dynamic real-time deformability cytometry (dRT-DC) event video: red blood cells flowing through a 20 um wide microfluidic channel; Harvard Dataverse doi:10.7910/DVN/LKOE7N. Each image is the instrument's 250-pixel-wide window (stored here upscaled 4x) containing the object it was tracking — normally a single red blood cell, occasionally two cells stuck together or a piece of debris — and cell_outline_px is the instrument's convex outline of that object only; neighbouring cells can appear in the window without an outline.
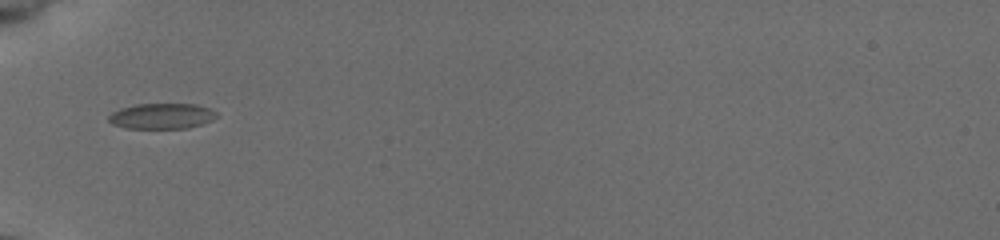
{"species": "common noctule bat (a hibernating species)", "species_latin": "Nyctalus noctula", "temperature_condition": "cold", "stored_images_in_passage": 35, "camera_frame_rate_fps": 3000, "um_per_image_px": 0.085, "animal": {"sex": "female", "body_mass_g": 19.5, "forearm_length_mm": 54.1}, "frame": {"image": 1, "passage_image": 1, "time_ms": 0.0, "image_size_px": [1000, 240], "cell_outline_px": [[216, 116], [212, 120], [188, 128], [124, 128], [112, 124], [108, 120], [108, 116], [112, 112], [120, 108], [136, 104], [196, 104], [212, 108], [216, 112]], "centroid_in_image_um": [13.73, 9.86], "position_along_channel_um": 71.3, "area_um2": 16.13}}
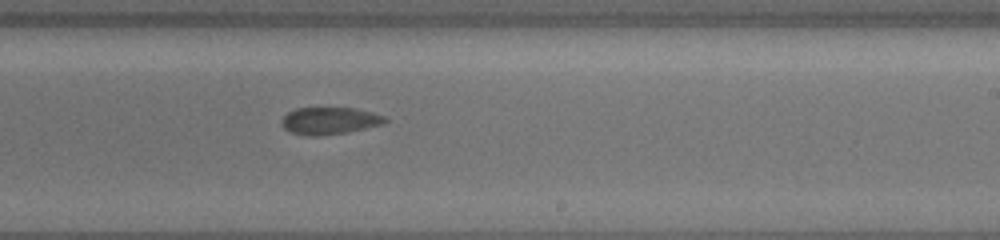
{"frame": {"image": 2, "passage_image": 16, "time_ms": 5.0, "image_size_px": [1000, 240], "cell_outline_px": [[388, 120], [384, 124], [348, 132], [316, 136], [312, 136], [292, 132], [284, 128], [280, 120], [288, 112], [296, 108], [356, 108], [372, 112], [384, 116]], "centroid_in_image_um": [28.03, 10.26], "position_along_channel_um": 261.0, "area_um2": 16.3}}
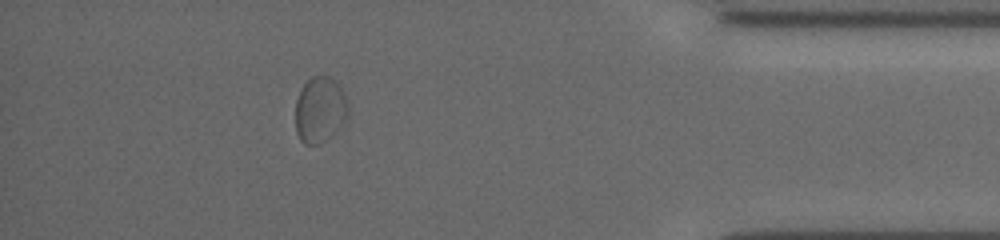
{"frame": {"image": 3, "passage_image": 30, "time_ms": 9.667, "image_size_px": [1000, 240], "cell_outline_px": [[348, 116], [336, 132], [320, 144], [304, 144], [300, 140], [296, 132], [296, 100], [300, 88], [312, 76], [328, 76], [344, 92], [348, 104]], "centroid_in_image_um": [27.18, 9.35], "position_along_channel_um": 408.0, "area_um2": 20.23}, "authors_computed_cell_mechanics": {"area_um2": 16.7042, "velocity_mm_per_s": 3.87, "shape_relaxation_time_tau1_ms": 7.2047, "shape_relaxation_time_tau2_ms": 2.2586, "deformation_change_tau1": 0.0831, "deformation_change_tau2": 0.0385}}